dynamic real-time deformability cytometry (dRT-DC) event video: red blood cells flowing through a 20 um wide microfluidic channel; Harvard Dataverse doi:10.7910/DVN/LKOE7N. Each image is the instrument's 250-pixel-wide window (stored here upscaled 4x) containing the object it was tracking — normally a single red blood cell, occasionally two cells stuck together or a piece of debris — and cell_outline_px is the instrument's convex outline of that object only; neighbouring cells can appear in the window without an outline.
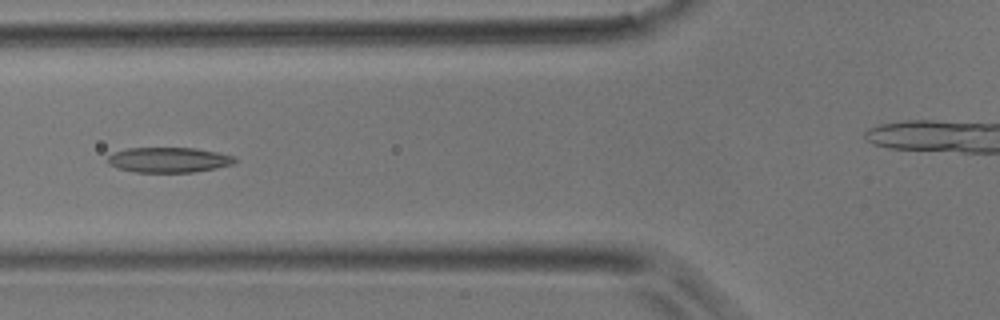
{"species": "common noctule bat (a hibernating species)", "species_latin": "Nyctalus noctula", "temperature_condition": "room temperature", "stored_images_in_passage": 5, "camera_frame_rate_fps": 3000, "um_per_image_px": 0.085, "animal": {"sex": "male", "body_mass_g": 17.9}, "frame": {"image": 1, "passage_image": 4, "time_ms": 1.0, "image_size_px": [1000, 320], "cell_outline_px": [[236, 160], [232, 164], [216, 168], [192, 172], [136, 172], [116, 168], [108, 164], [108, 156], [116, 152], [128, 148], [196, 148], [216, 152], [232, 156]], "centroid_in_image_um": [14.31, 13.59], "position_along_channel_um": 111.5, "area_um2": 18.44}}